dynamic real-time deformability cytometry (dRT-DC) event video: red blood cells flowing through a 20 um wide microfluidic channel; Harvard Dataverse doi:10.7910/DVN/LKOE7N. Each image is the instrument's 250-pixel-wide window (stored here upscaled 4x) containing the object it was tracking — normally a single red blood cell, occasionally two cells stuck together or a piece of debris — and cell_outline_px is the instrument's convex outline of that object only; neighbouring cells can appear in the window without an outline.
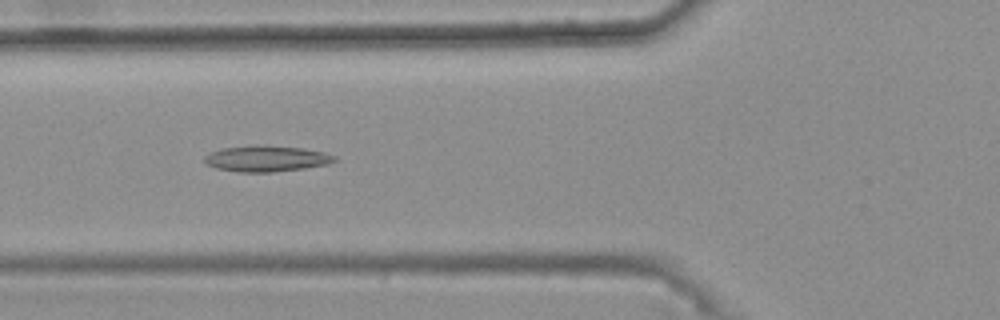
{"species": "common noctule bat (a hibernating species)", "species_latin": "Nyctalus noctula", "temperature_condition": "warm", "stored_images_in_passage": 46, "camera_frame_rate_fps": 3000, "um_per_image_px": 0.085, "animal": {"sex": "female", "body_mass_g": 25.1}, "frame": {"image": 1, "passage_image": 19, "time_ms": 6.0, "image_size_px": [1000, 320], "cell_outline_px": [[336, 160], [328, 164], [304, 168], [272, 172], [240, 172], [216, 168], [204, 164], [204, 156], [220, 148], [256, 144], [264, 144], [304, 148], [324, 152], [336, 156]], "centroid_in_image_um": [22.62, 13.46], "position_along_channel_um": 103.2, "area_um2": 20.0}}
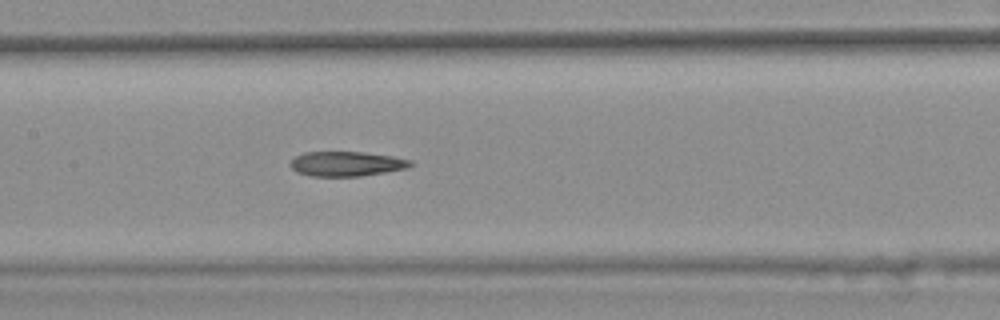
{"frame": {"image": 2, "passage_image": 25, "time_ms": 8.0, "image_size_px": [1000, 320], "cell_outline_px": [[412, 164], [408, 168], [360, 176], [312, 176], [296, 172], [288, 164], [296, 156], [304, 152], [364, 152], [392, 156], [412, 160]], "centroid_in_image_um": [29.44, 13.92], "position_along_channel_um": 178.0, "area_um2": 17.28}}
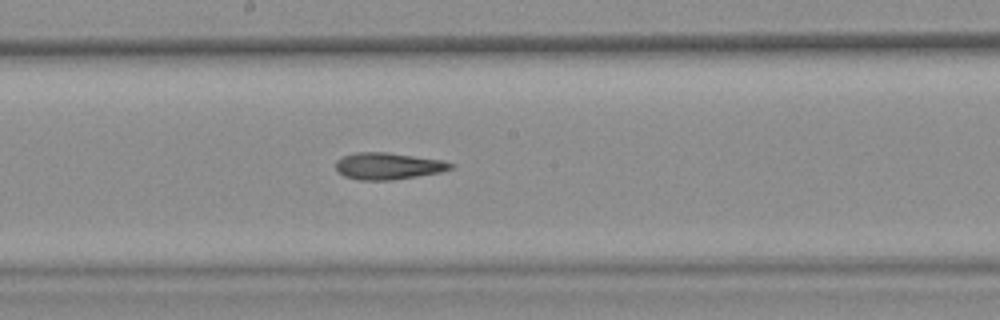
{"frame": {"image": 3, "passage_image": 28, "time_ms": 9.0, "image_size_px": [1000, 320], "cell_outline_px": [[456, 164], [452, 168], [440, 172], [392, 180], [360, 180], [344, 176], [336, 172], [336, 160], [340, 156], [356, 152], [388, 152], [440, 160]], "centroid_in_image_um": [32.93, 14.11], "position_along_channel_um": 215.3, "area_um2": 17.98}}